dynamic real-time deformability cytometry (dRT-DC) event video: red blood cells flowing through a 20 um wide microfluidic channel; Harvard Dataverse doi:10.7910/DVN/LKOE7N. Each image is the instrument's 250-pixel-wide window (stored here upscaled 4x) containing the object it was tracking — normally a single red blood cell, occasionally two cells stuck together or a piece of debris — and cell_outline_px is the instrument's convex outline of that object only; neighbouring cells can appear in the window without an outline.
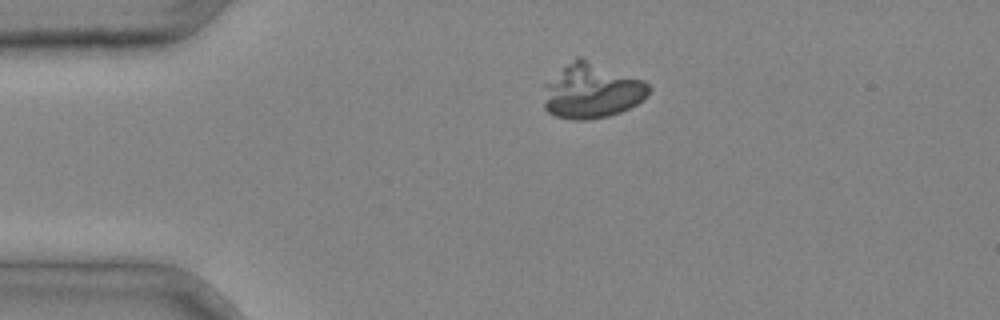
{"species": "common noctule bat (a hibernating species)", "species_latin": "Nyctalus noctula", "temperature_condition": "cold", "stored_images_in_passage": 4, "camera_frame_rate_fps": 3000, "um_per_image_px": 0.085, "animal": {"sex": "male", "body_mass_g": 20.4}, "frame": {"image": 1, "passage_image": 4, "time_ms": 1.0, "image_size_px": [1000, 320], "cell_outline_px": [[652, 88], [636, 104], [620, 112], [608, 116], [584, 120], [572, 120], [556, 116], [548, 112], [544, 108], [544, 84], [576, 56], [580, 56], [644, 80]], "centroid_in_image_um": [50.27, 7.72], "position_along_channel_um": 34.7, "area_um2": 33.64}}